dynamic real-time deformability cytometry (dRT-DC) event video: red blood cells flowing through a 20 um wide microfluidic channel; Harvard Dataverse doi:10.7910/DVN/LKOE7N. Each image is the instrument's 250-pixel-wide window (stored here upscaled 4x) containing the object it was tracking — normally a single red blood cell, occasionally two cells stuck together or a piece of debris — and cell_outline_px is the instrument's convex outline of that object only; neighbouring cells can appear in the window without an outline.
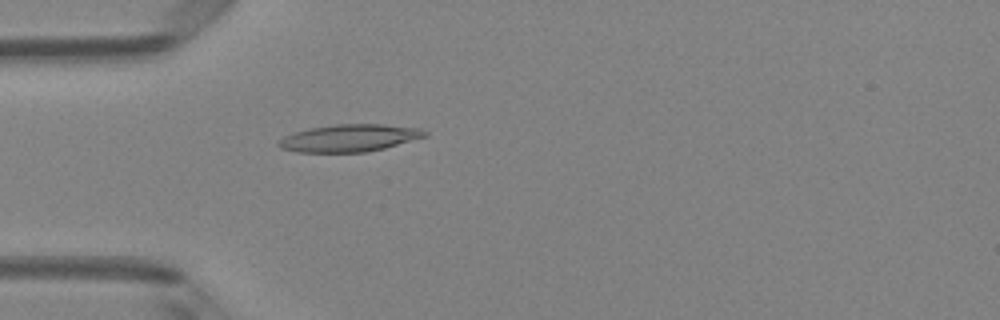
{"species": "Egyptian fruit bat (a non-hibernating species)", "species_latin": "Rousettus aegyptiacus", "temperature_condition": "room temperature", "stored_images_in_passage": 4, "camera_frame_rate_fps": 3000, "um_per_image_px": 0.085, "animal": {"sex": "female"}, "frame": {"image": 1, "passage_image": 4, "time_ms": 1.0, "image_size_px": [1000, 320], "cell_outline_px": [[428, 136], [384, 148], [364, 152], [296, 152], [280, 148], [276, 144], [284, 136], [308, 128], [336, 124], [384, 124], [420, 128], [428, 132]], "centroid_in_image_um": [29.71, 11.73], "position_along_channel_um": 55.3, "area_um2": 23.29}}